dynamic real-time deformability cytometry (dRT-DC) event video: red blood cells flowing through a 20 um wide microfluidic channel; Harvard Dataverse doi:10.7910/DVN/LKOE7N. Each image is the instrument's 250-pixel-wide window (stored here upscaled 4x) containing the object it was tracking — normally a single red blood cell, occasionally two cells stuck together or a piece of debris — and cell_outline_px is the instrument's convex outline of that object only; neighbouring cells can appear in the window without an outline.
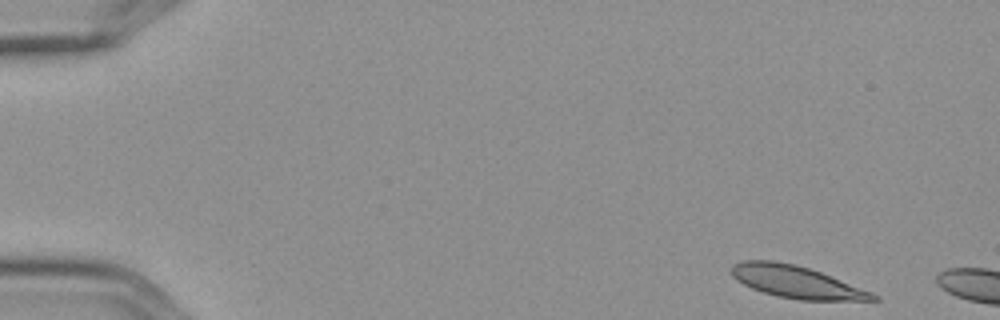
{"species": "Egyptian fruit bat (a non-hibernating species)", "species_latin": "Rousettus aegyptiacus", "temperature_condition": "cold", "stored_images_in_passage": 2, "camera_frame_rate_fps": 3000, "um_per_image_px": 0.085, "frame": {"image": 1, "passage_image": 1, "time_ms": 0.0, "image_size_px": [1000, 320], "cell_outline_px": [[880, 300], [800, 300], [776, 296], [752, 288], [736, 280], [732, 276], [732, 264], [744, 260], [772, 260], [796, 264], [820, 272], [872, 292], [880, 296]], "centroid_in_image_um": [67.68, 23.96], "position_along_channel_um": 17.3, "area_um2": 26.41}}